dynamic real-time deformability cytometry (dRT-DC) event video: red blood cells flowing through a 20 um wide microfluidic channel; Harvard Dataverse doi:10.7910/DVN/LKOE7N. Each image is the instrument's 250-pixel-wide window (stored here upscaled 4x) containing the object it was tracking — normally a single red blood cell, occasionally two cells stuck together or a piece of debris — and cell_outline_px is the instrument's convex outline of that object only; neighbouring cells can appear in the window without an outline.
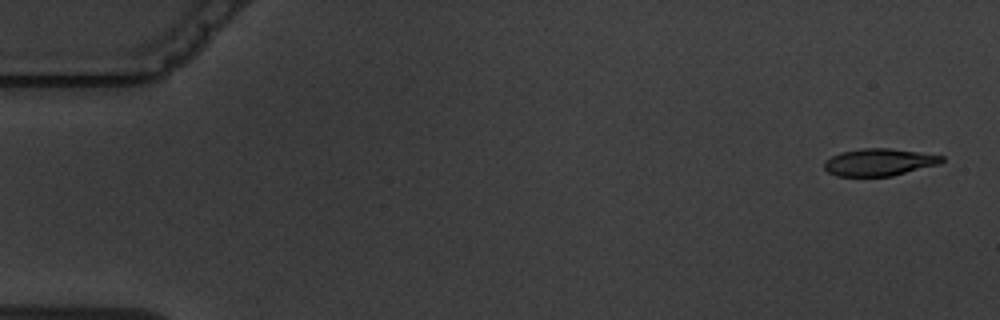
{"species": "common noctule bat (a hibernating species)", "species_latin": "Nyctalus noctula", "temperature_condition": "warm", "stored_images_in_passage": 5, "camera_frame_rate_fps": 3000, "um_per_image_px": 0.085, "animal": {"sex": "male", "body_mass_g": 19.5, "forearm_length_mm": 54.6}, "frame": {"image": 1, "passage_image": 1, "time_ms": 0.0, "image_size_px": [1000, 320], "cell_outline_px": [[944, 160], [940, 164], [892, 176], [836, 176], [828, 172], [824, 168], [824, 160], [840, 152], [864, 148], [892, 148], [920, 152], [944, 156]], "centroid_in_image_um": [74.73, 13.78], "position_along_channel_um": 10.3, "area_um2": 18.79}}
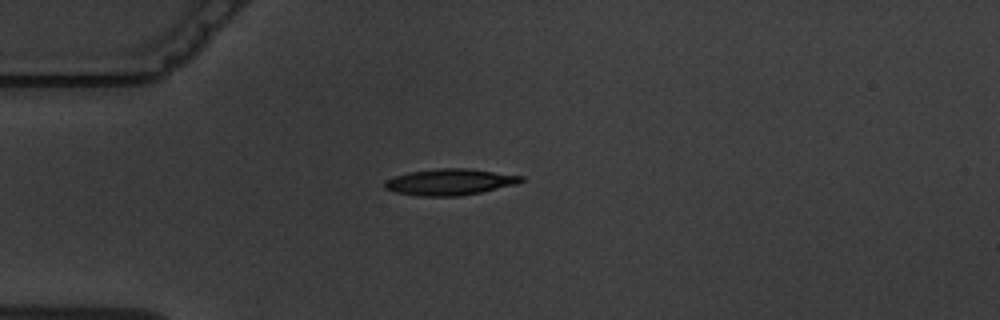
{"frame": {"image": 2, "passage_image": 4, "time_ms": 4.333, "image_size_px": [1000, 320], "cell_outline_px": [[524, 180], [516, 184], [480, 192], [460, 196], [420, 196], [396, 192], [384, 188], [384, 180], [408, 172], [440, 168], [468, 168], [524, 176]], "centroid_in_image_um": [38.22, 15.46], "position_along_channel_um": 46.8, "area_um2": 20.81}}